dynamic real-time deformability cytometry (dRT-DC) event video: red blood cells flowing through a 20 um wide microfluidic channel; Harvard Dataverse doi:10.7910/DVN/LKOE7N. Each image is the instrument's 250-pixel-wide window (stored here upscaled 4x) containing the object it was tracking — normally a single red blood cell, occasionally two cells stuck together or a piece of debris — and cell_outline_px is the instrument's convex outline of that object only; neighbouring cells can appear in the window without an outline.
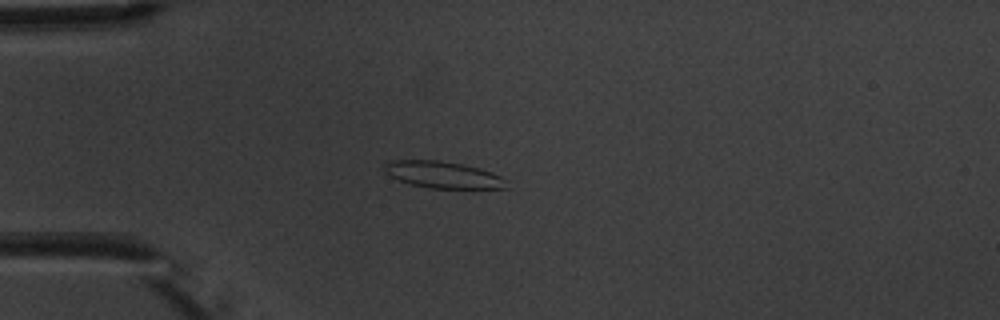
{"species": "common noctule bat (a hibernating species)", "species_latin": "Nyctalus noctula", "temperature_condition": "warm", "stored_images_in_passage": 7, "camera_frame_rate_fps": 3000, "um_per_image_px": 0.085, "animal": {"sex": "male", "body_mass_g": 20.1, "forearm_length_mm": 53.5}, "frame": {"image": 1, "passage_image": 4, "time_ms": 3.667, "image_size_px": [1000, 320], "cell_outline_px": [[508, 188], [432, 188], [408, 184], [384, 172], [384, 164], [388, 160], [436, 160], [464, 164], [480, 168], [492, 172], [508, 180]], "centroid_in_image_um": [37.67, 14.85], "position_along_channel_um": 47.3, "area_um2": 19.13}}
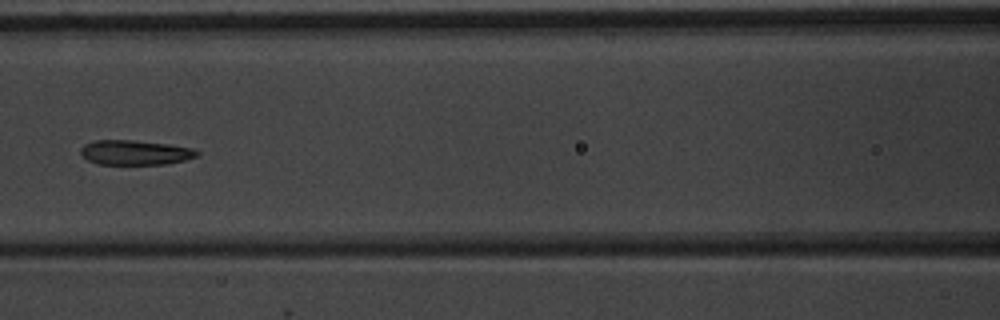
{"frame": {"image": 2, "passage_image": 7, "time_ms": 7.0, "image_size_px": [1000, 320], "cell_outline_px": [[200, 156], [168, 164], [96, 164], [80, 156], [80, 148], [84, 144], [96, 140], [132, 140], [168, 144], [192, 148], [200, 152]], "centroid_in_image_um": [11.47, 12.97], "position_along_channel_um": 155.1, "area_um2": 16.94}}